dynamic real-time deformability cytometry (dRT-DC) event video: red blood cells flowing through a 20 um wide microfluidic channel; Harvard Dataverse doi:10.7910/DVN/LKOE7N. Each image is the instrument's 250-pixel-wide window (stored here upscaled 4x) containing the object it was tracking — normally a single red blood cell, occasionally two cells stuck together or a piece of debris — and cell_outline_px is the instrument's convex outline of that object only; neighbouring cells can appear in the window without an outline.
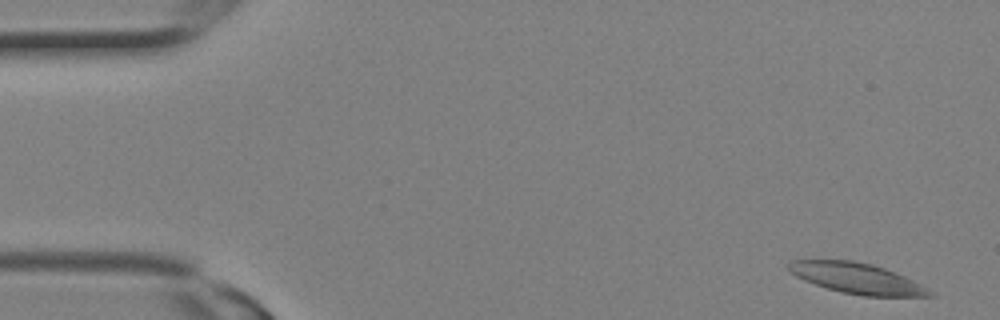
{"species": "Egyptian fruit bat (a non-hibernating species)", "species_latin": "Rousettus aegyptiacus", "temperature_condition": "room temperature", "stored_images_in_passage": 3, "camera_frame_rate_fps": 3000, "um_per_image_px": 0.085, "animal": {"sex": "female"}, "frame": {"image": 1, "passage_image": 3, "time_ms": 0.667, "image_size_px": [1000, 320], "cell_outline_px": [[936, 296], [864, 296], [840, 292], [804, 280], [788, 272], [788, 264], [792, 260], [852, 260], [872, 264], [884, 268], [904, 276], [936, 292]], "centroid_in_image_um": [72.86, 23.66], "position_along_channel_um": 12.1, "area_um2": 25.09}}